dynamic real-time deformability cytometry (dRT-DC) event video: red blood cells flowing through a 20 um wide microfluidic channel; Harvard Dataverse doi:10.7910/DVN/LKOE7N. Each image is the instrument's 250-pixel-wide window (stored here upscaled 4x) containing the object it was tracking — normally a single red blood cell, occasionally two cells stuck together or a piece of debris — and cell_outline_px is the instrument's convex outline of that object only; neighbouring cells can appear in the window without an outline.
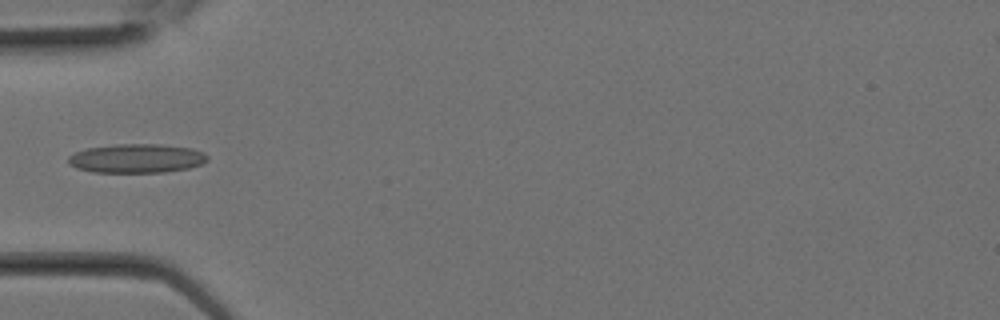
{"species": "Egyptian fruit bat (a non-hibernating species)", "species_latin": "Rousettus aegyptiacus", "temperature_condition": "room temperature", "stored_images_in_passage": 10, "camera_frame_rate_fps": 3000, "um_per_image_px": 0.085, "animal": {"sex": "female"}, "frame": {"image": 1, "passage_image": 9, "time_ms": 2.667, "image_size_px": [1000, 320], "cell_outline_px": [[208, 160], [200, 164], [188, 168], [164, 172], [92, 172], [76, 168], [68, 164], [68, 156], [76, 152], [88, 148], [116, 144], [160, 144], [192, 148], [204, 152], [208, 156]], "centroid_in_image_um": [11.61, 13.46], "position_along_channel_um": 73.4, "area_um2": 23.52}}